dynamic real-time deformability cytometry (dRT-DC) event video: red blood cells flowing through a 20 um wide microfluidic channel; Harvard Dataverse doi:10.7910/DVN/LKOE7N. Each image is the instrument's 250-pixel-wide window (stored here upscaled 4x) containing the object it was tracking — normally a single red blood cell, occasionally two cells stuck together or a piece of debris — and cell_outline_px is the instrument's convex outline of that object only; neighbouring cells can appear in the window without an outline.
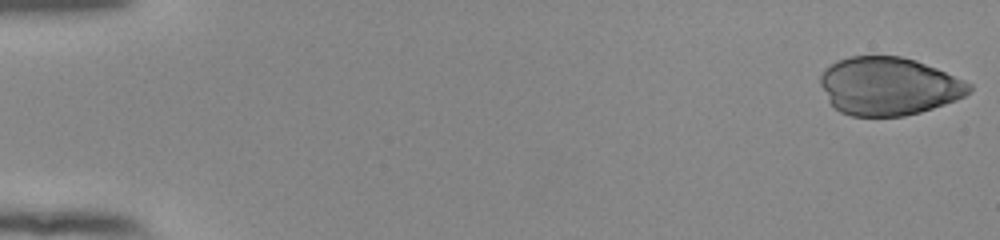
{"species": "human", "species_latin": "Homo sapiens", "temperature_condition": "room temperature", "stored_images_in_passage": 53, "camera_frame_rate_fps": 3000, "um_per_image_px": 0.085, "donor": {"sex": "female"}, "frame": {"image": 1, "passage_image": 1, "time_ms": 0.0, "image_size_px": [1000, 240], "cell_outline_px": [[972, 88], [964, 96], [956, 100], [920, 112], [904, 116], [852, 116], [840, 112], [828, 100], [820, 84], [820, 76], [824, 68], [836, 60], [852, 56], [900, 56], [916, 60], [936, 68], [964, 80], [972, 84]], "centroid_in_image_um": [75.51, 7.32], "position_along_channel_um": 9.5, "area_um2": 50.29}}
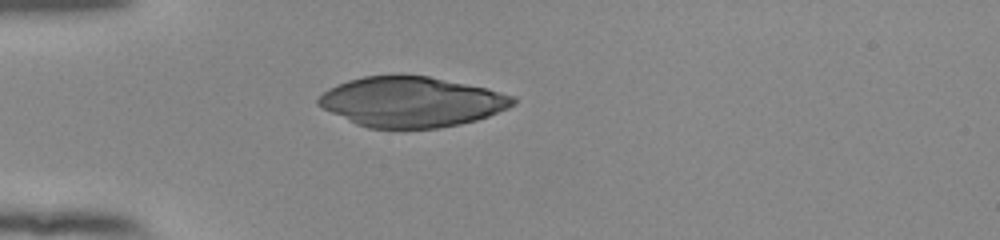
{"frame": {"image": 2, "passage_image": 16, "time_ms": 5.0, "image_size_px": [1000, 240], "cell_outline_px": [[516, 104], [508, 108], [488, 116], [476, 120], [460, 124], [440, 128], [368, 128], [356, 124], [316, 104], [316, 100], [328, 88], [336, 84], [348, 80], [364, 76], [428, 76], [488, 88], [516, 96]], "centroid_in_image_um": [35.01, 8.66], "position_along_channel_um": 50.0, "area_um2": 56.76}}